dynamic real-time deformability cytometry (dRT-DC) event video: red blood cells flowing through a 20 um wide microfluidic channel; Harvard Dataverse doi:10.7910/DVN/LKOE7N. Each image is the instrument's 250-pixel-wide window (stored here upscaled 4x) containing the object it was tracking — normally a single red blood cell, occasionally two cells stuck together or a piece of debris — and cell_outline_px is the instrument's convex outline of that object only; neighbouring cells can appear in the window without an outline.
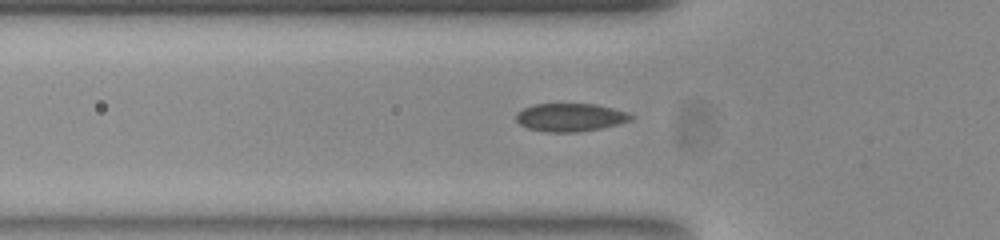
{"species": "common noctule bat (a hibernating species)", "species_latin": "Nyctalus noctula", "temperature_condition": "room temperature", "stored_images_in_passage": 39, "camera_frame_rate_fps": 3000, "um_per_image_px": 0.085, "animal": {"sex": "female", "body_mass_g": 23.0, "forearm_length_mm": 53.4}, "frame": {"image": 1, "passage_image": 10, "time_ms": 3.0, "image_size_px": [1000, 240], "cell_outline_px": [[632, 120], [600, 128], [576, 132], [548, 132], [528, 128], [520, 124], [516, 120], [516, 116], [524, 108], [532, 104], [596, 104], [628, 112], [632, 116]], "centroid_in_image_um": [48.47, 9.97], "position_along_channel_um": 77.3, "area_um2": 18.55}}
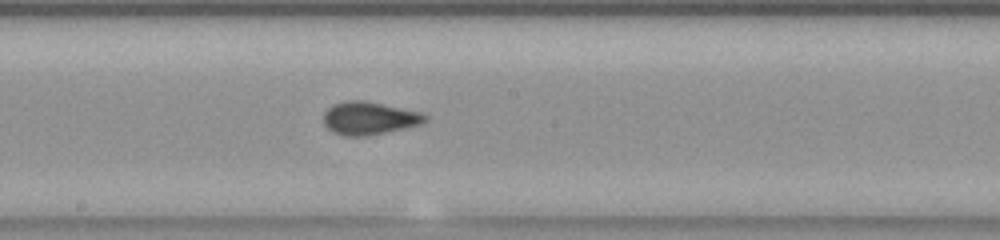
{"frame": {"image": 2, "passage_image": 21, "time_ms": 6.667, "image_size_px": [1000, 240], "cell_outline_px": [[428, 120], [420, 124], [404, 128], [364, 136], [344, 136], [332, 132], [324, 124], [324, 112], [332, 104], [348, 100], [364, 100], [416, 112], [428, 116]], "centroid_in_image_um": [31.32, 10.05], "position_along_channel_um": 216.9, "area_um2": 19.13}}
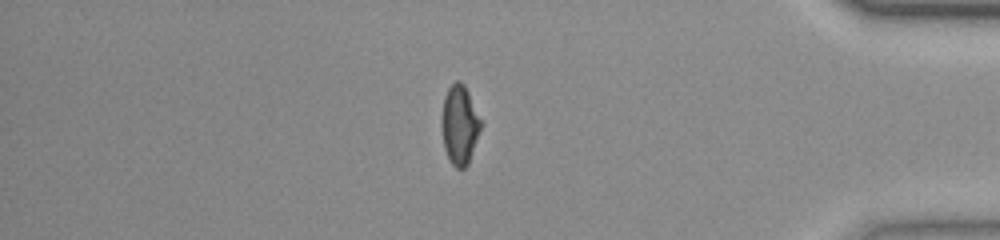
{"frame": {"image": 3, "passage_image": 38, "time_ms": 12.333, "image_size_px": [1000, 240], "cell_outline_px": [[484, 124], [468, 164], [464, 168], [456, 168], [452, 164], [444, 148], [440, 120], [444, 96], [448, 88], [456, 80], [460, 80], [464, 84]], "centroid_in_image_um": [39.08, 10.6], "position_along_channel_um": 396.1, "area_um2": 18.5}}